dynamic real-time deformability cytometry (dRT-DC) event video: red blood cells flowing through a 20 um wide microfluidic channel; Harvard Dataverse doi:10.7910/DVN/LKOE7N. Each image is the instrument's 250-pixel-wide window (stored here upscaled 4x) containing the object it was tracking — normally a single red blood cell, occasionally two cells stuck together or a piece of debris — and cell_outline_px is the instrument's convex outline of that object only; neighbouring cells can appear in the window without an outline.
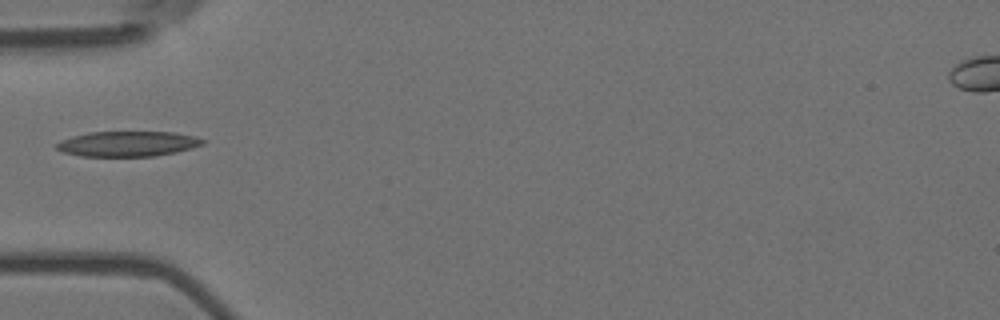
{"species": "Egyptian fruit bat (a non-hibernating species)", "species_latin": "Rousettus aegyptiacus", "temperature_condition": "room temperature", "stored_images_in_passage": 1, "camera_frame_rate_fps": 3000, "um_per_image_px": 0.085, "animal": {"sex": "female"}, "frame": {"image": 1, "passage_image": 1, "time_ms": 0.0, "image_size_px": [1000, 320], "cell_outline_px": [[208, 140], [204, 144], [192, 148], [176, 152], [156, 156], [80, 156], [64, 152], [56, 148], [56, 144], [60, 140], [72, 136], [88, 132], [176, 132], [196, 136]], "centroid_in_image_um": [10.91, 12.22], "position_along_channel_um": 74.1, "area_um2": 21.68}}